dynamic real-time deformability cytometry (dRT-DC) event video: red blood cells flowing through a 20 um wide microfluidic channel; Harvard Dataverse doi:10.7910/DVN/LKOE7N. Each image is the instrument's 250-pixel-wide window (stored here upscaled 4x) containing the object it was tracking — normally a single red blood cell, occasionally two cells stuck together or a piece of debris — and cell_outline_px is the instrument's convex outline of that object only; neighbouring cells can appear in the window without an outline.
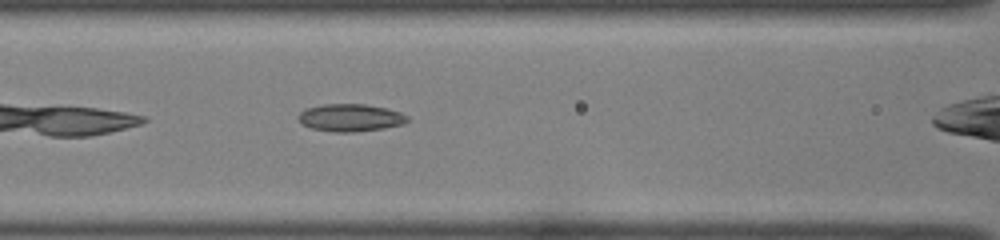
{"species": "common noctule bat (a hibernating species)", "species_latin": "Nyctalus noctula", "temperature_condition": "room temperature", "stored_images_in_passage": 28, "camera_frame_rate_fps": 3000, "um_per_image_px": 0.085, "animal": {"sex": "female", "body_mass_g": 22.0, "forearm_length_mm": 56.7}, "frame": {"image": 1, "passage_image": 6, "time_ms": 1.667, "image_size_px": [1000, 240], "cell_outline_px": [[408, 120], [404, 124], [384, 128], [356, 132], [336, 132], [312, 128], [304, 124], [300, 120], [300, 112], [308, 108], [324, 104], [364, 104], [388, 108], [400, 112], [408, 116]], "centroid_in_image_um": [29.85, 10.0], "position_along_channel_um": 136.7, "area_um2": 17.28}}
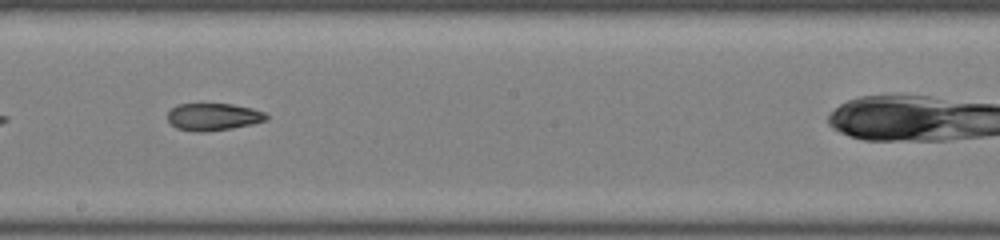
{"frame": {"image": 2, "passage_image": 13, "time_ms": 4.0, "image_size_px": [1000, 240], "cell_outline_px": [[268, 120], [252, 124], [232, 128], [204, 132], [196, 132], [176, 128], [168, 120], [168, 112], [176, 104], [232, 104], [252, 108], [264, 112], [268, 116]], "centroid_in_image_um": [18.14, 9.93], "position_along_channel_um": 230.1, "area_um2": 15.72}}
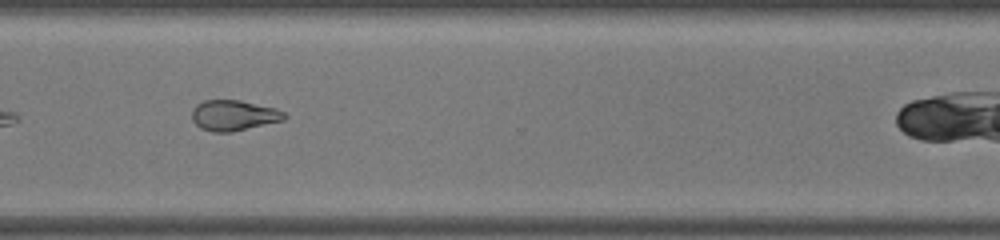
{"frame": {"image": 3, "passage_image": 22, "time_ms": 7.0, "image_size_px": [1000, 240], "cell_outline_px": [[288, 116], [284, 120], [232, 132], [212, 132], [200, 128], [192, 120], [192, 108], [196, 104], [204, 100], [240, 100], [276, 108], [284, 112]], "centroid_in_image_um": [19.86, 9.8], "position_along_channel_um": 350.7, "area_um2": 16.59}}